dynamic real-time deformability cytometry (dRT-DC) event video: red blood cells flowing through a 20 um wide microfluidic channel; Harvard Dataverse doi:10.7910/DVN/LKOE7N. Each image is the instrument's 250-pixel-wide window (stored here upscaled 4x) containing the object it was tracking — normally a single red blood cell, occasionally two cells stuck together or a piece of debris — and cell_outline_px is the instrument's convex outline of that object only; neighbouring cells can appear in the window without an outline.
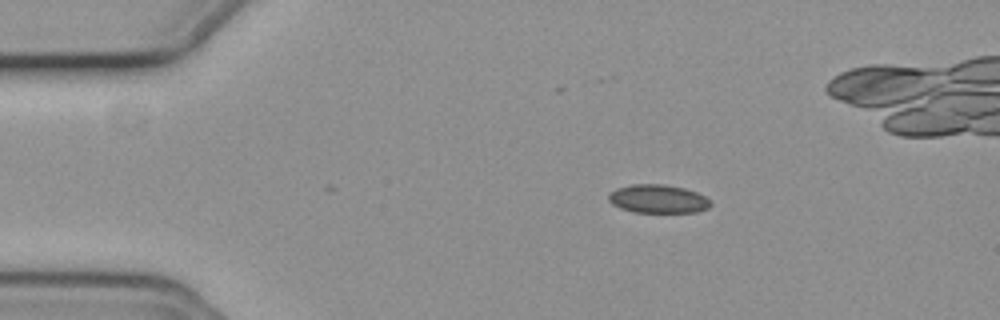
{"species": "common noctule bat (a hibernating species)", "species_latin": "Nyctalus noctula", "temperature_condition": "cold", "stored_images_in_passage": 38, "camera_frame_rate_fps": 3000, "um_per_image_px": 0.085, "animal": {"sex": "female", "body_mass_g": 19.3, "forearm_length_mm": 54.1}, "frame": {"image": 1, "passage_image": 1, "time_ms": 0.0, "image_size_px": [1000, 320], "cell_outline_px": [[712, 204], [708, 208], [696, 212], [632, 212], [620, 208], [612, 204], [608, 200], [608, 192], [616, 188], [632, 184], [664, 184], [684, 188], [696, 192], [704, 196]], "centroid_in_image_um": [55.88, 16.9], "position_along_channel_um": 29.1, "area_um2": 16.99}}
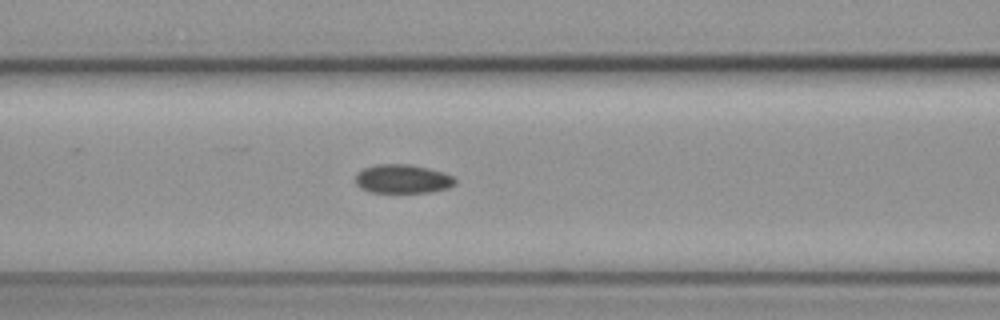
{"frame": {"image": 2, "passage_image": 14, "time_ms": 4.333, "image_size_px": [1000, 320], "cell_outline_px": [[456, 184], [448, 188], [432, 192], [368, 192], [360, 188], [356, 184], [356, 172], [364, 168], [376, 164], [412, 164], [444, 172], [452, 176], [456, 180]], "centroid_in_image_um": [34.22, 15.2], "position_along_channel_um": 132.4, "area_um2": 16.94}}
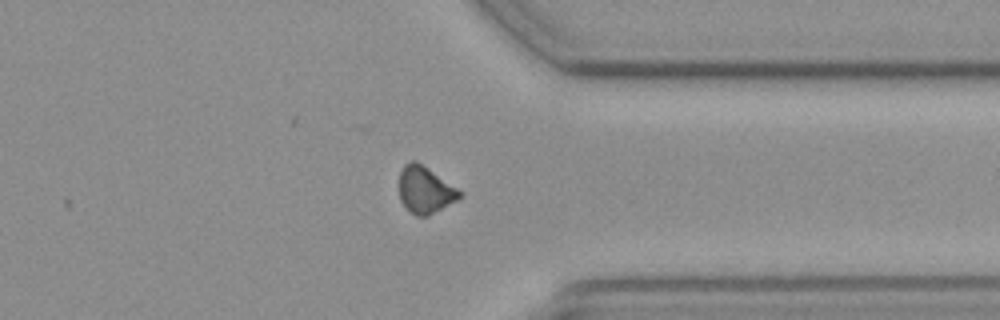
{"frame": {"image": 3, "passage_image": 34, "time_ms": 11.0, "image_size_px": [1000, 320], "cell_outline_px": [[464, 196], [428, 216], [416, 216], [400, 200], [400, 168], [404, 164], [412, 160], [416, 160], [464, 192]], "centroid_in_image_um": [36.16, 16.12], "position_along_channel_um": 375.2, "area_um2": 16.53}, "authors_computed_cell_mechanics": {"area_um2": 17.1088, "velocity_mm_per_s": 3.722, "shape_relaxation_time_tau1_ms": null, "shape_relaxation_time_tau2_ms": 3.8492, "deformation_change_tau1": null, "deformation_change_tau2": 0.0656}}